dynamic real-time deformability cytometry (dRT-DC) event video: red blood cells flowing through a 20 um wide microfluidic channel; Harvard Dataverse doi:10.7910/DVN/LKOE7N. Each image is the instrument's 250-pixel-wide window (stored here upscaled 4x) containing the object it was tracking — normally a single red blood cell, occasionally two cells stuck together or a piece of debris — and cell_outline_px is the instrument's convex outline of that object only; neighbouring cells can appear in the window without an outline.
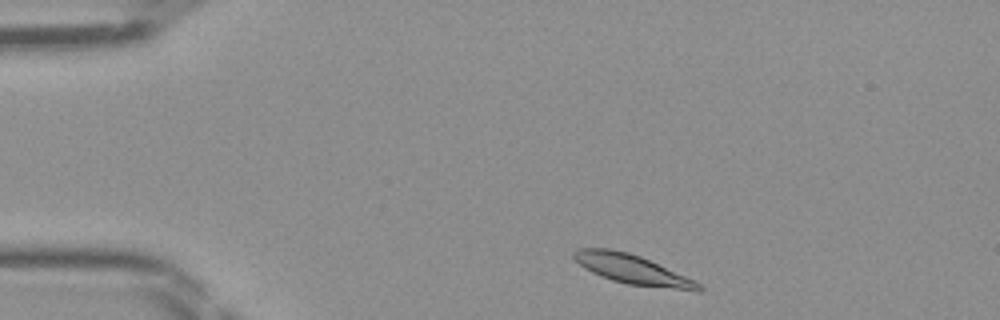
{"species": "Egyptian fruit bat (a non-hibernating species)", "species_latin": "Rousettus aegyptiacus", "temperature_condition": "room temperature", "stored_images_in_passage": 41, "camera_frame_rate_fps": 3000, "um_per_image_px": 0.085, "frame": {"image": 1, "passage_image": 2, "time_ms": 0.333, "image_size_px": [1000, 320], "cell_outline_px": [[704, 288], [700, 292], [696, 292], [628, 284], [612, 280], [600, 276], [584, 268], [572, 256], [572, 252], [576, 248], [612, 248], [628, 252], [640, 256], [696, 280]], "centroid_in_image_um": [53.79, 22.91], "position_along_channel_um": 31.2, "area_um2": 21.68}}
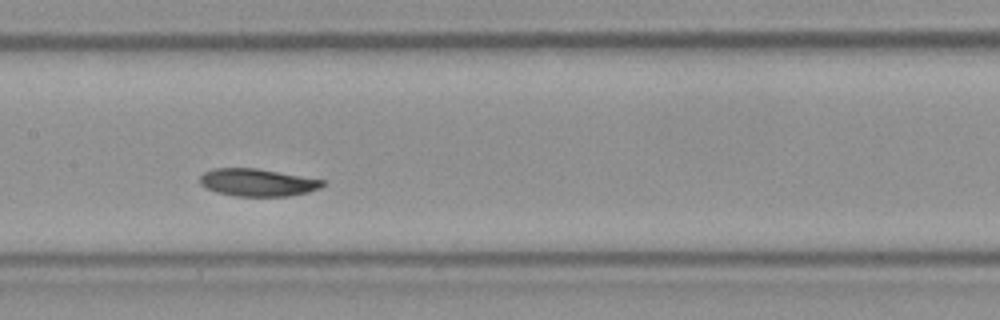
{"frame": {"image": 2, "passage_image": 17, "time_ms": 5.333, "image_size_px": [1000, 320], "cell_outline_px": [[328, 184], [320, 188], [308, 192], [288, 196], [236, 196], [216, 192], [200, 184], [200, 176], [204, 172], [212, 168], [256, 168], [324, 180]], "centroid_in_image_um": [21.9, 15.51], "position_along_channel_um": 185.5, "area_um2": 19.65}}
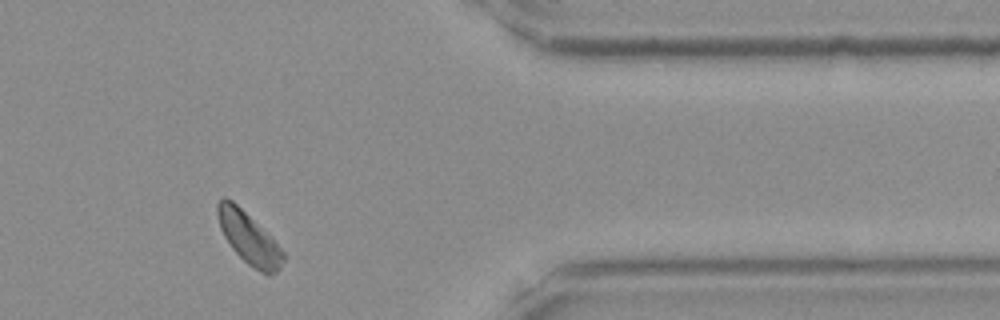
{"frame": {"image": 3, "passage_image": 33, "time_ms": 10.667, "image_size_px": [1000, 320], "cell_outline_px": [[288, 256], [280, 268], [272, 276], [268, 276], [260, 272], [248, 264], [232, 248], [224, 236], [220, 228], [216, 212], [216, 204], [224, 196], [232, 200]], "centroid_in_image_um": [21.15, 20.29], "position_along_channel_um": 390.3, "area_um2": 19.31}}